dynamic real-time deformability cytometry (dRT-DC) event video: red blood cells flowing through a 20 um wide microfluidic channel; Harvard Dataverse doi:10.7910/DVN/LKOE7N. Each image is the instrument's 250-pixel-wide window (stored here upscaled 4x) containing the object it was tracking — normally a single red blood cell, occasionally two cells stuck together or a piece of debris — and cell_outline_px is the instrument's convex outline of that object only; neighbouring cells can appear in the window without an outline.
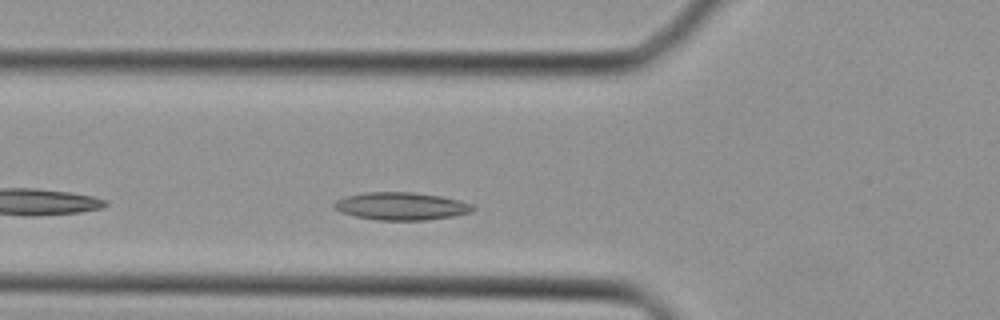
{"species": "Egyptian fruit bat (a non-hibernating species)", "species_latin": "Rousettus aegyptiacus", "temperature_condition": "cold", "stored_images_in_passage": 22, "camera_frame_rate_fps": 3000, "um_per_image_px": 0.085, "animal": {"sex": "female"}, "frame": {"image": 1, "passage_image": 2, "time_ms": 0.333, "image_size_px": [1000, 320], "cell_outline_px": [[476, 208], [472, 212], [452, 216], [424, 220], [376, 220], [356, 216], [340, 212], [332, 208], [332, 204], [336, 200], [348, 196], [364, 192], [412, 192], [440, 196], [460, 200], [472, 204]], "centroid_in_image_um": [34.09, 17.52], "position_along_channel_um": 91.7, "area_um2": 22.43}}
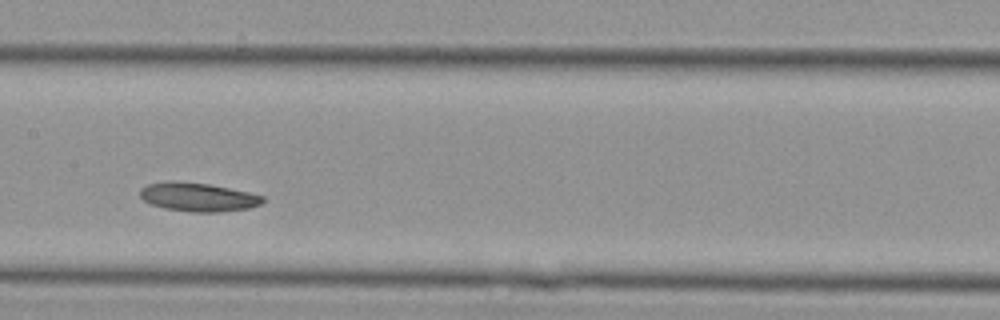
{"frame": {"image": 2, "passage_image": 8, "time_ms": 2.333, "image_size_px": [1000, 320], "cell_outline_px": [[264, 200], [260, 204], [248, 208], [220, 212], [188, 212], [164, 208], [152, 204], [144, 200], [140, 196], [140, 188], [148, 184], [172, 180], [180, 180], [208, 184], [248, 192], [264, 196]], "centroid_in_image_um": [16.8, 16.74], "position_along_channel_um": 190.6, "area_um2": 20.58}}
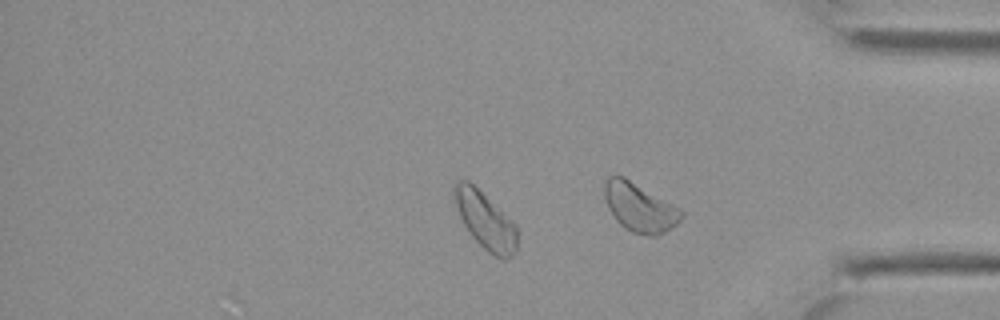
{"frame": {"image": 3, "passage_image": 20, "time_ms": 6.333, "image_size_px": [1000, 320], "cell_outline_px": [[516, 252], [512, 256], [504, 260], [500, 260], [488, 252], [468, 232], [452, 200], [452, 184], [456, 180], [468, 180], [512, 220], [516, 224]], "centroid_in_image_um": [41.21, 18.72], "position_along_channel_um": 394.0, "area_um2": 21.04}}